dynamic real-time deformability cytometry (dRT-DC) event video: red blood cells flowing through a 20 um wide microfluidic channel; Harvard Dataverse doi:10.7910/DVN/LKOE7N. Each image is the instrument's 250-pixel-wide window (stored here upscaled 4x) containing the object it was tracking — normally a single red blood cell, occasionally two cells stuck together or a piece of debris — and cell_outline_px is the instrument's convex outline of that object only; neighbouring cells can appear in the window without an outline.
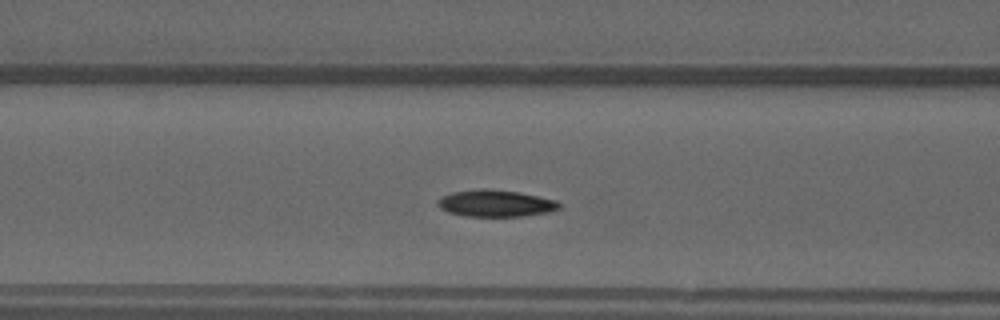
{"species": "common noctule bat (a hibernating species)", "species_latin": "Nyctalus noctula", "temperature_condition": "warm", "stored_images_in_passage": 47, "camera_frame_rate_fps": 3000, "um_per_image_px": 0.085, "animal": {"sex": "male", "forearm_length_mm": 52.5}, "frame": {"image": 1, "passage_image": 16, "time_ms": 5.0, "image_size_px": [1000, 320], "cell_outline_px": [[560, 208], [548, 212], [524, 216], [464, 216], [448, 212], [440, 208], [436, 204], [436, 200], [452, 192], [480, 188], [488, 188], [520, 192], [556, 200], [560, 204]], "centroid_in_image_um": [42.11, 17.27], "position_along_channel_um": 124.5, "area_um2": 19.07}}
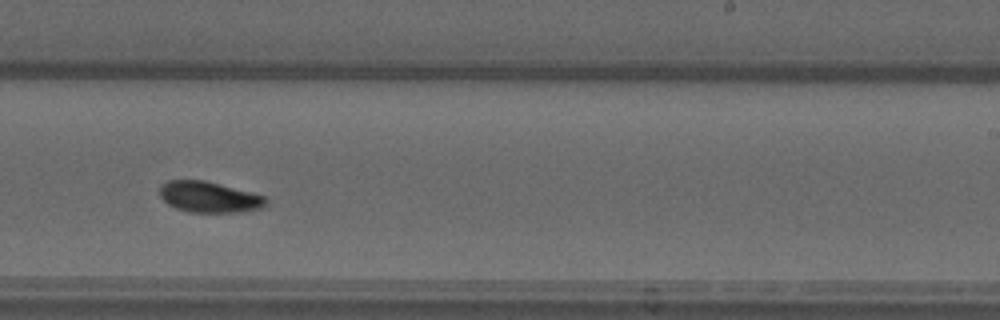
{"frame": {"image": 2, "passage_image": 27, "time_ms": 8.667, "image_size_px": [1000, 320], "cell_outline_px": [[268, 200], [264, 208], [244, 212], [188, 212], [176, 208], [168, 204], [160, 196], [160, 184], [168, 180], [204, 180], [264, 196]], "centroid_in_image_um": [17.77, 16.76], "position_along_channel_um": 271.2, "area_um2": 19.13}}
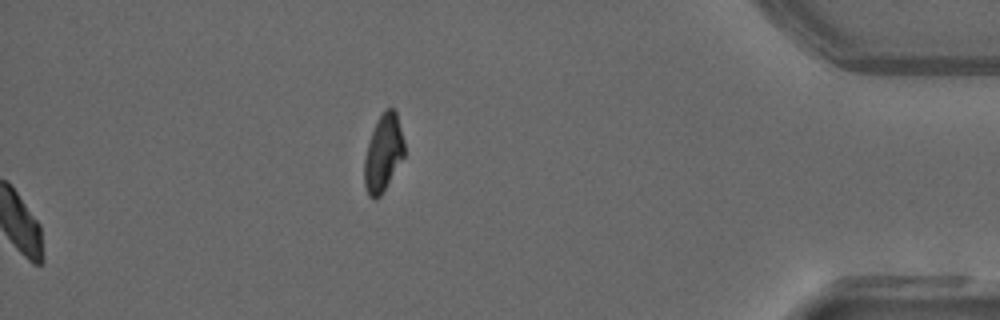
{"frame": {"image": 3, "passage_image": 47, "time_ms": 15.333, "image_size_px": [1000, 320], "cell_outline_px": [[404, 156], [380, 196], [376, 200], [368, 196], [364, 184], [364, 160], [368, 144], [376, 120], [388, 108], [392, 108], [396, 112], [404, 140]], "centroid_in_image_um": [32.56, 13.03], "position_along_channel_um": 402.6, "area_um2": 17.69}, "authors_computed_cell_mechanics": {"area_um2": 18.5538, "velocity_mm_per_s": 4.0231, "shape_relaxation_time_tau1_ms": 3.1028, "shape_relaxation_time_tau2_ms": 6.717, "deformation_change_tau1": 0.1211, "deformation_change_tau2": 0.0843}}